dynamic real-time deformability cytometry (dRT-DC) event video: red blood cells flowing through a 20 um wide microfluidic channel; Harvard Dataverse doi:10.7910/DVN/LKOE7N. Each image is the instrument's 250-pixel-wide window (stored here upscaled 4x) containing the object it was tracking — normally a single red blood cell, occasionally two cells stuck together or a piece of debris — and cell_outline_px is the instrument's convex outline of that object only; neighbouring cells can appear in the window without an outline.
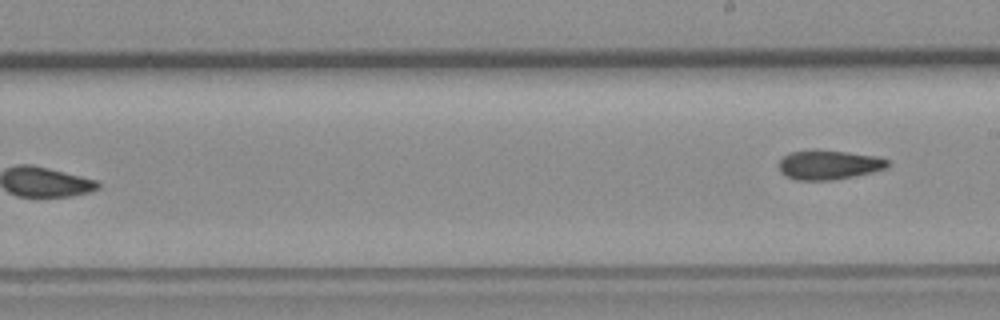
{"species": "common noctule bat (a hibernating species)", "species_latin": "Nyctalus noctula", "temperature_condition": "room temperature", "stored_images_in_passage": 8, "segment_of_instrument_passage": [2, 2], "camera_frame_rate_fps": 3000, "um_per_image_px": 0.085, "animal": {"sex": "female", "body_mass_g": 19.3, "forearm_length_mm": 54.1}, "frame": {"image": 1, "passage_image": 8, "time_ms": 9.0, "image_size_px": [1000, 320], "cell_outline_px": [[888, 168], [872, 172], [832, 180], [796, 180], [784, 176], [780, 172], [780, 160], [784, 156], [792, 152], [844, 152], [876, 156], [888, 160]], "centroid_in_image_um": [70.46, 14.05], "position_along_channel_um": 218.5, "area_um2": 17.92}}